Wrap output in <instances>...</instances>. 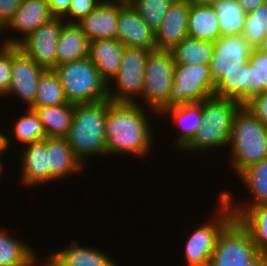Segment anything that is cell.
<instances>
[{
	"label": "cell",
	"instance_id": "obj_1",
	"mask_svg": "<svg viewBox=\"0 0 267 266\" xmlns=\"http://www.w3.org/2000/svg\"><path fill=\"white\" fill-rule=\"evenodd\" d=\"M146 110V111H145ZM137 103L112 102L105 126L107 156L147 157L153 145L150 114ZM126 154V155H125Z\"/></svg>",
	"mask_w": 267,
	"mask_h": 266
},
{
	"label": "cell",
	"instance_id": "obj_2",
	"mask_svg": "<svg viewBox=\"0 0 267 266\" xmlns=\"http://www.w3.org/2000/svg\"><path fill=\"white\" fill-rule=\"evenodd\" d=\"M108 108L109 99L75 104L72 125L65 139L83 165L86 157L107 156L105 126Z\"/></svg>",
	"mask_w": 267,
	"mask_h": 266
},
{
	"label": "cell",
	"instance_id": "obj_3",
	"mask_svg": "<svg viewBox=\"0 0 267 266\" xmlns=\"http://www.w3.org/2000/svg\"><path fill=\"white\" fill-rule=\"evenodd\" d=\"M228 147L230 166L238 176L267 158V127L245 105L235 113Z\"/></svg>",
	"mask_w": 267,
	"mask_h": 266
},
{
	"label": "cell",
	"instance_id": "obj_4",
	"mask_svg": "<svg viewBox=\"0 0 267 266\" xmlns=\"http://www.w3.org/2000/svg\"><path fill=\"white\" fill-rule=\"evenodd\" d=\"M242 104L232 98L212 96L202 101L201 126L194 137L181 149L202 153L213 148L228 147L235 113ZM198 151V152H197Z\"/></svg>",
	"mask_w": 267,
	"mask_h": 266
},
{
	"label": "cell",
	"instance_id": "obj_5",
	"mask_svg": "<svg viewBox=\"0 0 267 266\" xmlns=\"http://www.w3.org/2000/svg\"><path fill=\"white\" fill-rule=\"evenodd\" d=\"M210 63L214 96L236 100V78L243 65L249 61L252 45L240 35L221 36L213 42Z\"/></svg>",
	"mask_w": 267,
	"mask_h": 266
},
{
	"label": "cell",
	"instance_id": "obj_6",
	"mask_svg": "<svg viewBox=\"0 0 267 266\" xmlns=\"http://www.w3.org/2000/svg\"><path fill=\"white\" fill-rule=\"evenodd\" d=\"M69 103H95L109 99V84L89 57L54 68Z\"/></svg>",
	"mask_w": 267,
	"mask_h": 266
},
{
	"label": "cell",
	"instance_id": "obj_7",
	"mask_svg": "<svg viewBox=\"0 0 267 266\" xmlns=\"http://www.w3.org/2000/svg\"><path fill=\"white\" fill-rule=\"evenodd\" d=\"M174 69L171 51H150L145 65L141 98L146 108L153 111L152 115L168 107V96L174 84Z\"/></svg>",
	"mask_w": 267,
	"mask_h": 266
},
{
	"label": "cell",
	"instance_id": "obj_8",
	"mask_svg": "<svg viewBox=\"0 0 267 266\" xmlns=\"http://www.w3.org/2000/svg\"><path fill=\"white\" fill-rule=\"evenodd\" d=\"M214 88L210 65L175 64L174 84L168 96V106L202 102L214 96Z\"/></svg>",
	"mask_w": 267,
	"mask_h": 266
},
{
	"label": "cell",
	"instance_id": "obj_9",
	"mask_svg": "<svg viewBox=\"0 0 267 266\" xmlns=\"http://www.w3.org/2000/svg\"><path fill=\"white\" fill-rule=\"evenodd\" d=\"M218 204L216 216L193 229L187 238L184 247L186 264L210 263L219 234L234 219L232 210L221 196L218 197Z\"/></svg>",
	"mask_w": 267,
	"mask_h": 266
},
{
	"label": "cell",
	"instance_id": "obj_10",
	"mask_svg": "<svg viewBox=\"0 0 267 266\" xmlns=\"http://www.w3.org/2000/svg\"><path fill=\"white\" fill-rule=\"evenodd\" d=\"M149 53V50L125 47L119 72L112 79L114 86L112 87V84L109 86V99L112 102H139L135 98L136 96L141 98Z\"/></svg>",
	"mask_w": 267,
	"mask_h": 266
},
{
	"label": "cell",
	"instance_id": "obj_11",
	"mask_svg": "<svg viewBox=\"0 0 267 266\" xmlns=\"http://www.w3.org/2000/svg\"><path fill=\"white\" fill-rule=\"evenodd\" d=\"M257 253L250 232L233 219L218 236L210 266H246Z\"/></svg>",
	"mask_w": 267,
	"mask_h": 266
},
{
	"label": "cell",
	"instance_id": "obj_12",
	"mask_svg": "<svg viewBox=\"0 0 267 266\" xmlns=\"http://www.w3.org/2000/svg\"><path fill=\"white\" fill-rule=\"evenodd\" d=\"M63 18L54 17L29 34L17 46L39 66L54 69L57 66V43L63 26Z\"/></svg>",
	"mask_w": 267,
	"mask_h": 266
},
{
	"label": "cell",
	"instance_id": "obj_13",
	"mask_svg": "<svg viewBox=\"0 0 267 266\" xmlns=\"http://www.w3.org/2000/svg\"><path fill=\"white\" fill-rule=\"evenodd\" d=\"M46 69L39 66L18 46L12 45L11 81L4 97L17 96L29 108L37 96V85Z\"/></svg>",
	"mask_w": 267,
	"mask_h": 266
},
{
	"label": "cell",
	"instance_id": "obj_14",
	"mask_svg": "<svg viewBox=\"0 0 267 266\" xmlns=\"http://www.w3.org/2000/svg\"><path fill=\"white\" fill-rule=\"evenodd\" d=\"M52 18L54 16L50 12L48 0H22L18 10L0 33H4L10 28L17 34H21V38L20 36L15 38L12 35V38L6 37L4 40L6 45L17 46L29 34Z\"/></svg>",
	"mask_w": 267,
	"mask_h": 266
},
{
	"label": "cell",
	"instance_id": "obj_15",
	"mask_svg": "<svg viewBox=\"0 0 267 266\" xmlns=\"http://www.w3.org/2000/svg\"><path fill=\"white\" fill-rule=\"evenodd\" d=\"M117 39L126 47L156 50L155 33L132 5L119 4Z\"/></svg>",
	"mask_w": 267,
	"mask_h": 266
},
{
	"label": "cell",
	"instance_id": "obj_16",
	"mask_svg": "<svg viewBox=\"0 0 267 266\" xmlns=\"http://www.w3.org/2000/svg\"><path fill=\"white\" fill-rule=\"evenodd\" d=\"M239 179L247 188L248 194H251L250 203L247 205L242 203H239V205L233 204L235 198L230 191H224L218 195L227 202L233 212L234 219H237L248 207L267 205V158L246 168L239 175Z\"/></svg>",
	"mask_w": 267,
	"mask_h": 266
},
{
	"label": "cell",
	"instance_id": "obj_17",
	"mask_svg": "<svg viewBox=\"0 0 267 266\" xmlns=\"http://www.w3.org/2000/svg\"><path fill=\"white\" fill-rule=\"evenodd\" d=\"M190 4L186 0H174L165 18L155 33L156 50L171 51L188 37V13Z\"/></svg>",
	"mask_w": 267,
	"mask_h": 266
},
{
	"label": "cell",
	"instance_id": "obj_18",
	"mask_svg": "<svg viewBox=\"0 0 267 266\" xmlns=\"http://www.w3.org/2000/svg\"><path fill=\"white\" fill-rule=\"evenodd\" d=\"M46 149L48 183L64 180L68 175L81 174L79 172L85 165L75 156L65 138L46 137Z\"/></svg>",
	"mask_w": 267,
	"mask_h": 266
},
{
	"label": "cell",
	"instance_id": "obj_19",
	"mask_svg": "<svg viewBox=\"0 0 267 266\" xmlns=\"http://www.w3.org/2000/svg\"><path fill=\"white\" fill-rule=\"evenodd\" d=\"M83 246L78 240H72L71 245L51 252L40 266H119L104 251Z\"/></svg>",
	"mask_w": 267,
	"mask_h": 266
},
{
	"label": "cell",
	"instance_id": "obj_20",
	"mask_svg": "<svg viewBox=\"0 0 267 266\" xmlns=\"http://www.w3.org/2000/svg\"><path fill=\"white\" fill-rule=\"evenodd\" d=\"M119 4L103 1L76 24L89 41L117 39Z\"/></svg>",
	"mask_w": 267,
	"mask_h": 266
},
{
	"label": "cell",
	"instance_id": "obj_21",
	"mask_svg": "<svg viewBox=\"0 0 267 266\" xmlns=\"http://www.w3.org/2000/svg\"><path fill=\"white\" fill-rule=\"evenodd\" d=\"M172 116V123L180 129L173 142L174 148L181 149L194 137L201 126L202 102H190L163 108L157 115ZM176 124V125H175Z\"/></svg>",
	"mask_w": 267,
	"mask_h": 266
},
{
	"label": "cell",
	"instance_id": "obj_22",
	"mask_svg": "<svg viewBox=\"0 0 267 266\" xmlns=\"http://www.w3.org/2000/svg\"><path fill=\"white\" fill-rule=\"evenodd\" d=\"M125 47L118 39L90 41L88 57L109 85L119 72Z\"/></svg>",
	"mask_w": 267,
	"mask_h": 266
},
{
	"label": "cell",
	"instance_id": "obj_23",
	"mask_svg": "<svg viewBox=\"0 0 267 266\" xmlns=\"http://www.w3.org/2000/svg\"><path fill=\"white\" fill-rule=\"evenodd\" d=\"M21 151V178L22 184L32 188L48 183L46 138L43 141L23 145Z\"/></svg>",
	"mask_w": 267,
	"mask_h": 266
},
{
	"label": "cell",
	"instance_id": "obj_24",
	"mask_svg": "<svg viewBox=\"0 0 267 266\" xmlns=\"http://www.w3.org/2000/svg\"><path fill=\"white\" fill-rule=\"evenodd\" d=\"M90 41L76 23H66L57 43V66L89 56Z\"/></svg>",
	"mask_w": 267,
	"mask_h": 266
},
{
	"label": "cell",
	"instance_id": "obj_25",
	"mask_svg": "<svg viewBox=\"0 0 267 266\" xmlns=\"http://www.w3.org/2000/svg\"><path fill=\"white\" fill-rule=\"evenodd\" d=\"M188 20V37L211 42L221 37L218 17L212 5L190 4Z\"/></svg>",
	"mask_w": 267,
	"mask_h": 266
},
{
	"label": "cell",
	"instance_id": "obj_26",
	"mask_svg": "<svg viewBox=\"0 0 267 266\" xmlns=\"http://www.w3.org/2000/svg\"><path fill=\"white\" fill-rule=\"evenodd\" d=\"M75 104L50 105L37 107L46 137L65 138L70 130L74 117Z\"/></svg>",
	"mask_w": 267,
	"mask_h": 266
},
{
	"label": "cell",
	"instance_id": "obj_27",
	"mask_svg": "<svg viewBox=\"0 0 267 266\" xmlns=\"http://www.w3.org/2000/svg\"><path fill=\"white\" fill-rule=\"evenodd\" d=\"M35 252L30 244L0 228V266H35L39 259Z\"/></svg>",
	"mask_w": 267,
	"mask_h": 266
},
{
	"label": "cell",
	"instance_id": "obj_28",
	"mask_svg": "<svg viewBox=\"0 0 267 266\" xmlns=\"http://www.w3.org/2000/svg\"><path fill=\"white\" fill-rule=\"evenodd\" d=\"M214 44L211 41H202L187 37L176 45L171 53L175 64H204L210 65L213 56Z\"/></svg>",
	"mask_w": 267,
	"mask_h": 266
},
{
	"label": "cell",
	"instance_id": "obj_29",
	"mask_svg": "<svg viewBox=\"0 0 267 266\" xmlns=\"http://www.w3.org/2000/svg\"><path fill=\"white\" fill-rule=\"evenodd\" d=\"M212 6L218 17L221 36L243 33L247 14L237 0H217Z\"/></svg>",
	"mask_w": 267,
	"mask_h": 266
},
{
	"label": "cell",
	"instance_id": "obj_30",
	"mask_svg": "<svg viewBox=\"0 0 267 266\" xmlns=\"http://www.w3.org/2000/svg\"><path fill=\"white\" fill-rule=\"evenodd\" d=\"M267 91L265 76L249 61L243 65L236 78V101L245 105L253 97Z\"/></svg>",
	"mask_w": 267,
	"mask_h": 266
},
{
	"label": "cell",
	"instance_id": "obj_31",
	"mask_svg": "<svg viewBox=\"0 0 267 266\" xmlns=\"http://www.w3.org/2000/svg\"><path fill=\"white\" fill-rule=\"evenodd\" d=\"M66 103L69 102L59 76L54 69H46L39 79L35 101L29 108L35 110L37 107L62 105Z\"/></svg>",
	"mask_w": 267,
	"mask_h": 266
},
{
	"label": "cell",
	"instance_id": "obj_32",
	"mask_svg": "<svg viewBox=\"0 0 267 266\" xmlns=\"http://www.w3.org/2000/svg\"><path fill=\"white\" fill-rule=\"evenodd\" d=\"M237 220L250 232L258 252L267 254V205L248 207Z\"/></svg>",
	"mask_w": 267,
	"mask_h": 266
},
{
	"label": "cell",
	"instance_id": "obj_33",
	"mask_svg": "<svg viewBox=\"0 0 267 266\" xmlns=\"http://www.w3.org/2000/svg\"><path fill=\"white\" fill-rule=\"evenodd\" d=\"M25 114L18 117L14 122L13 128L7 136L15 138L22 145L43 141L46 138L44 127L35 110L25 109Z\"/></svg>",
	"mask_w": 267,
	"mask_h": 266
},
{
	"label": "cell",
	"instance_id": "obj_34",
	"mask_svg": "<svg viewBox=\"0 0 267 266\" xmlns=\"http://www.w3.org/2000/svg\"><path fill=\"white\" fill-rule=\"evenodd\" d=\"M174 0H135L131 5L148 27L156 33Z\"/></svg>",
	"mask_w": 267,
	"mask_h": 266
},
{
	"label": "cell",
	"instance_id": "obj_35",
	"mask_svg": "<svg viewBox=\"0 0 267 266\" xmlns=\"http://www.w3.org/2000/svg\"><path fill=\"white\" fill-rule=\"evenodd\" d=\"M267 34V2L246 16L243 37L257 48Z\"/></svg>",
	"mask_w": 267,
	"mask_h": 266
},
{
	"label": "cell",
	"instance_id": "obj_36",
	"mask_svg": "<svg viewBox=\"0 0 267 266\" xmlns=\"http://www.w3.org/2000/svg\"><path fill=\"white\" fill-rule=\"evenodd\" d=\"M102 2L103 0H72L68 13L63 19L66 23H77Z\"/></svg>",
	"mask_w": 267,
	"mask_h": 266
},
{
	"label": "cell",
	"instance_id": "obj_37",
	"mask_svg": "<svg viewBox=\"0 0 267 266\" xmlns=\"http://www.w3.org/2000/svg\"><path fill=\"white\" fill-rule=\"evenodd\" d=\"M12 45H7L0 52V97L8 93L11 81Z\"/></svg>",
	"mask_w": 267,
	"mask_h": 266
},
{
	"label": "cell",
	"instance_id": "obj_38",
	"mask_svg": "<svg viewBox=\"0 0 267 266\" xmlns=\"http://www.w3.org/2000/svg\"><path fill=\"white\" fill-rule=\"evenodd\" d=\"M245 106L267 127V91L253 97Z\"/></svg>",
	"mask_w": 267,
	"mask_h": 266
},
{
	"label": "cell",
	"instance_id": "obj_39",
	"mask_svg": "<svg viewBox=\"0 0 267 266\" xmlns=\"http://www.w3.org/2000/svg\"><path fill=\"white\" fill-rule=\"evenodd\" d=\"M22 0H0V31L11 20Z\"/></svg>",
	"mask_w": 267,
	"mask_h": 266
},
{
	"label": "cell",
	"instance_id": "obj_40",
	"mask_svg": "<svg viewBox=\"0 0 267 266\" xmlns=\"http://www.w3.org/2000/svg\"><path fill=\"white\" fill-rule=\"evenodd\" d=\"M249 62L256 66V68L265 76L267 82V52L253 48Z\"/></svg>",
	"mask_w": 267,
	"mask_h": 266
},
{
	"label": "cell",
	"instance_id": "obj_41",
	"mask_svg": "<svg viewBox=\"0 0 267 266\" xmlns=\"http://www.w3.org/2000/svg\"><path fill=\"white\" fill-rule=\"evenodd\" d=\"M72 0H48L50 12L54 17L63 18L69 10Z\"/></svg>",
	"mask_w": 267,
	"mask_h": 266
},
{
	"label": "cell",
	"instance_id": "obj_42",
	"mask_svg": "<svg viewBox=\"0 0 267 266\" xmlns=\"http://www.w3.org/2000/svg\"><path fill=\"white\" fill-rule=\"evenodd\" d=\"M237 1L246 14L255 11L262 4L267 2V0H237Z\"/></svg>",
	"mask_w": 267,
	"mask_h": 266
},
{
	"label": "cell",
	"instance_id": "obj_43",
	"mask_svg": "<svg viewBox=\"0 0 267 266\" xmlns=\"http://www.w3.org/2000/svg\"><path fill=\"white\" fill-rule=\"evenodd\" d=\"M246 266H267V254L258 252L246 263Z\"/></svg>",
	"mask_w": 267,
	"mask_h": 266
},
{
	"label": "cell",
	"instance_id": "obj_44",
	"mask_svg": "<svg viewBox=\"0 0 267 266\" xmlns=\"http://www.w3.org/2000/svg\"><path fill=\"white\" fill-rule=\"evenodd\" d=\"M10 140L13 141V139H11V138L8 139V137L5 135V133H3V140L0 142V174H1L2 169H3V166H2L3 162H1L2 161L1 160L2 159L1 156L5 153V151L8 150V148H9V146L11 144Z\"/></svg>",
	"mask_w": 267,
	"mask_h": 266
},
{
	"label": "cell",
	"instance_id": "obj_45",
	"mask_svg": "<svg viewBox=\"0 0 267 266\" xmlns=\"http://www.w3.org/2000/svg\"><path fill=\"white\" fill-rule=\"evenodd\" d=\"M189 4L208 6L213 5L217 0H186Z\"/></svg>",
	"mask_w": 267,
	"mask_h": 266
},
{
	"label": "cell",
	"instance_id": "obj_46",
	"mask_svg": "<svg viewBox=\"0 0 267 266\" xmlns=\"http://www.w3.org/2000/svg\"><path fill=\"white\" fill-rule=\"evenodd\" d=\"M109 3H116L121 5H131L135 0H103Z\"/></svg>",
	"mask_w": 267,
	"mask_h": 266
},
{
	"label": "cell",
	"instance_id": "obj_47",
	"mask_svg": "<svg viewBox=\"0 0 267 266\" xmlns=\"http://www.w3.org/2000/svg\"><path fill=\"white\" fill-rule=\"evenodd\" d=\"M260 51L267 52V34L263 37L262 42L257 47Z\"/></svg>",
	"mask_w": 267,
	"mask_h": 266
},
{
	"label": "cell",
	"instance_id": "obj_48",
	"mask_svg": "<svg viewBox=\"0 0 267 266\" xmlns=\"http://www.w3.org/2000/svg\"><path fill=\"white\" fill-rule=\"evenodd\" d=\"M187 266H210V263H204V264H186Z\"/></svg>",
	"mask_w": 267,
	"mask_h": 266
},
{
	"label": "cell",
	"instance_id": "obj_49",
	"mask_svg": "<svg viewBox=\"0 0 267 266\" xmlns=\"http://www.w3.org/2000/svg\"><path fill=\"white\" fill-rule=\"evenodd\" d=\"M6 43L5 42H2L1 45H0V52L6 47Z\"/></svg>",
	"mask_w": 267,
	"mask_h": 266
},
{
	"label": "cell",
	"instance_id": "obj_50",
	"mask_svg": "<svg viewBox=\"0 0 267 266\" xmlns=\"http://www.w3.org/2000/svg\"><path fill=\"white\" fill-rule=\"evenodd\" d=\"M3 140V131L0 130V142Z\"/></svg>",
	"mask_w": 267,
	"mask_h": 266
}]
</instances>
